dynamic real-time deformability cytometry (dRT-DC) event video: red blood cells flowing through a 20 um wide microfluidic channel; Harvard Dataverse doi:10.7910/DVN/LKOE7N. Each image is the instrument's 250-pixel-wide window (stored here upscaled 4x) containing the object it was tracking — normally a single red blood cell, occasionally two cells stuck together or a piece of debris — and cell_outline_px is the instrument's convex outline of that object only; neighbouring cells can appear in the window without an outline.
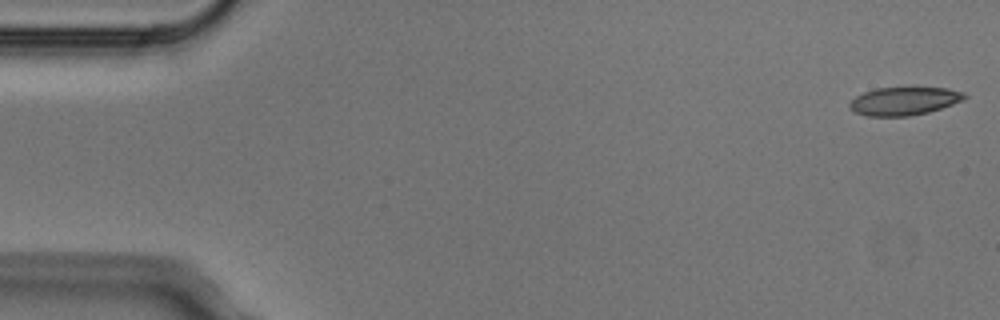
{"species": "Egyptian fruit bat (a non-hibernating species)", "species_latin": "Rousettus aegyptiacus", "temperature_condition": "cold", "stored_images_in_passage": 6, "segment_of_instrument_passage": [1, 2], "camera_frame_rate_fps": 3000, "um_per_image_px": 0.085, "animal": {"sex": "male"}, "frame": {"image": 1, "passage_image": 1, "time_ms": 0.0, "image_size_px": [1000, 320], "cell_outline_px": [[968, 96], [964, 100], [928, 112], [908, 116], [868, 116], [856, 112], [848, 108], [848, 104], [856, 96], [864, 92], [876, 88], [948, 88], [964, 92]], "centroid_in_image_um": [76.85, 8.59], "position_along_channel_um": 8.2, "area_um2": 18.73}}
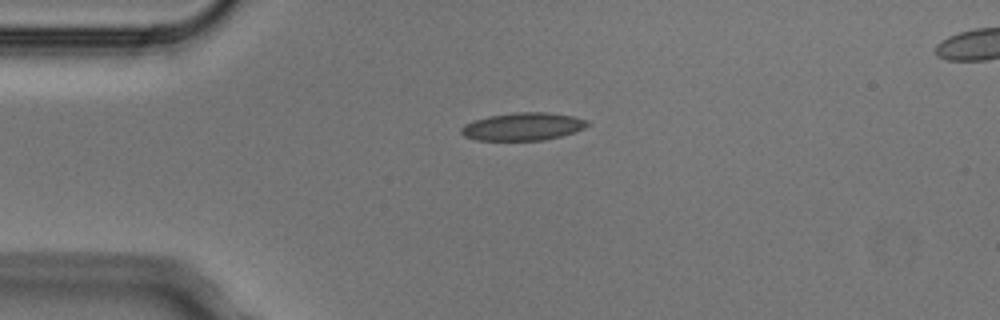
{"frame": {"image": 2, "passage_image": 4, "time_ms": 1.0, "image_size_px": [1000, 320], "cell_outline_px": [[592, 124], [576, 132], [544, 140], [476, 140], [464, 136], [460, 132], [460, 128], [464, 124], [488, 116], [516, 112], [548, 112], [576, 116], [588, 120]], "centroid_in_image_um": [44.5, 10.75], "position_along_channel_um": 40.5, "area_um2": 20.63}}